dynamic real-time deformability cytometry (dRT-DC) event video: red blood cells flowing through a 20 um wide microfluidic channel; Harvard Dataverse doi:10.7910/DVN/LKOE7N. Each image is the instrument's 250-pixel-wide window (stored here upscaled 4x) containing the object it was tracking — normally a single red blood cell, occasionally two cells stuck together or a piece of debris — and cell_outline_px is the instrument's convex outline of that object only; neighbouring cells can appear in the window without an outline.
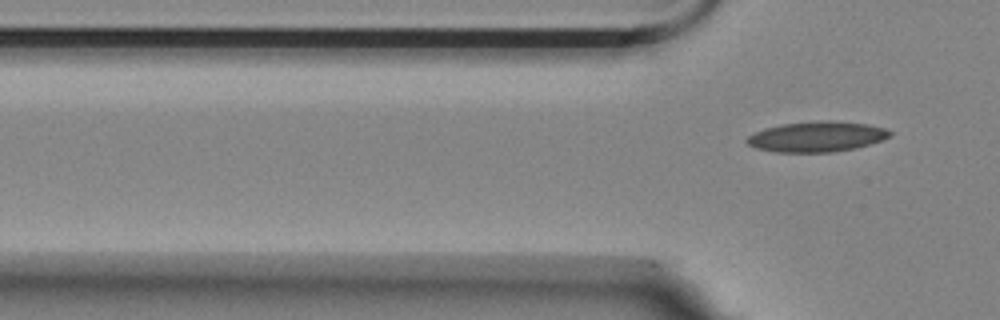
{"species": "Egyptian fruit bat (a non-hibernating species)", "species_latin": "Rousettus aegyptiacus", "temperature_condition": "room temperature", "stored_images_in_passage": 5, "camera_frame_rate_fps": 3000, "um_per_image_px": 0.085, "animal": {"sex": "female"}, "frame": {"image": 1, "passage_image": 5, "time_ms": 1.333, "image_size_px": [1000, 320], "cell_outline_px": [[892, 136], [856, 148], [832, 152], [776, 152], [756, 148], [748, 144], [744, 140], [748, 136], [764, 128], [780, 124], [824, 120], [832, 120], [868, 124], [884, 128], [892, 132]], "centroid_in_image_um": [69.41, 11.61], "position_along_channel_um": 56.4, "area_um2": 25.32}}